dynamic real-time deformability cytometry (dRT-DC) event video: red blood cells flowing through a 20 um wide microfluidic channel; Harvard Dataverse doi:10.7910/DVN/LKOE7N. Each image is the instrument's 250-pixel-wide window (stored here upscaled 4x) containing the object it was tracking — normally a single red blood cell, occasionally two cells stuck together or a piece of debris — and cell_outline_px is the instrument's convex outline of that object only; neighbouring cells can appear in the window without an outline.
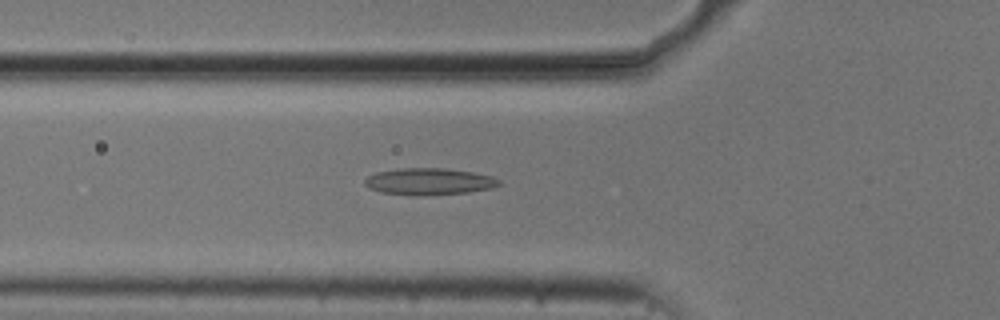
{"species": "common noctule bat (a hibernating species)", "species_latin": "Nyctalus noctula", "temperature_condition": "cold", "stored_images_in_passage": 53, "camera_frame_rate_fps": 3000, "um_per_image_px": 0.085, "animal": {"sex": "male", "body_mass_g": 20.5, "forearm_length_mm": 52.5}, "frame": {"image": 1, "passage_image": 18, "time_ms": 5.667, "image_size_px": [1000, 320], "cell_outline_px": [[500, 184], [492, 188], [468, 192], [416, 196], [380, 192], [368, 188], [364, 184], [364, 180], [368, 176], [376, 172], [400, 168], [444, 168], [472, 172], [492, 176], [500, 180]], "centroid_in_image_um": [36.44, 15.43], "position_along_channel_um": 89.4, "area_um2": 20.98}}
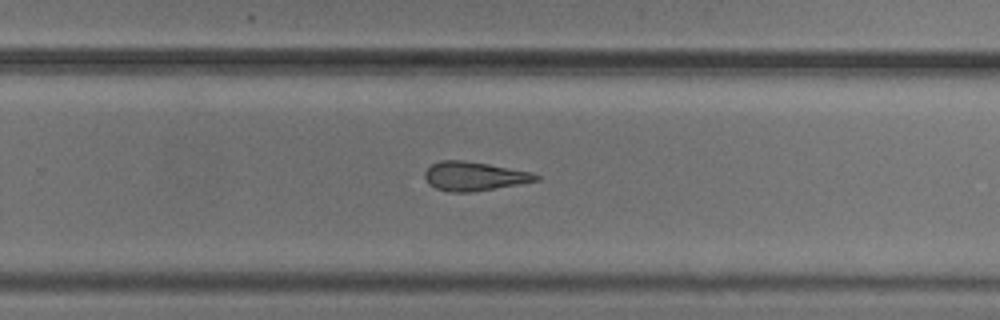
{"frame": {"image": 2, "passage_image": 34, "time_ms": 11.0, "image_size_px": [1000, 320], "cell_outline_px": [[540, 180], [472, 192], [448, 192], [436, 188], [428, 184], [424, 176], [424, 172], [432, 164], [440, 160], [464, 160], [488, 164], [532, 172], [540, 176]], "centroid_in_image_um": [40.28, 14.98], "position_along_channel_um": 289.5, "area_um2": 18.73}}
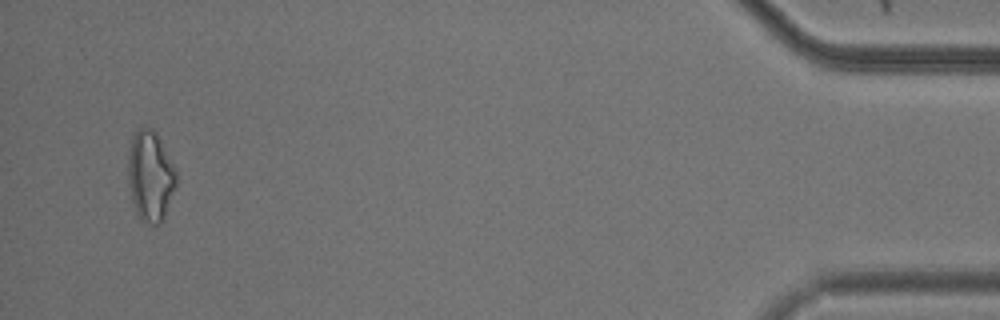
{"frame": {"image": 3, "passage_image": 51, "time_ms": 16.667, "image_size_px": [1000, 320], "cell_outline_px": [[176, 188], [164, 220], [160, 224], [152, 224], [140, 220], [136, 212], [132, 200], [128, 184], [128, 152], [132, 136], [140, 128], [152, 128], [156, 132], [176, 172]], "centroid_in_image_um": [12.77, 15.01], "position_along_channel_um": 422.4, "area_um2": 25.43}, "authors_computed_cell_mechanics": {"area_um2": 20.23, "velocity_mm_per_s": 3.7419, "shape_relaxation_time_tau1_ms": null, "shape_relaxation_time_tau2_ms": 7.1845, "deformation_change_tau1": null, "deformation_change_tau2": 0.2066}}